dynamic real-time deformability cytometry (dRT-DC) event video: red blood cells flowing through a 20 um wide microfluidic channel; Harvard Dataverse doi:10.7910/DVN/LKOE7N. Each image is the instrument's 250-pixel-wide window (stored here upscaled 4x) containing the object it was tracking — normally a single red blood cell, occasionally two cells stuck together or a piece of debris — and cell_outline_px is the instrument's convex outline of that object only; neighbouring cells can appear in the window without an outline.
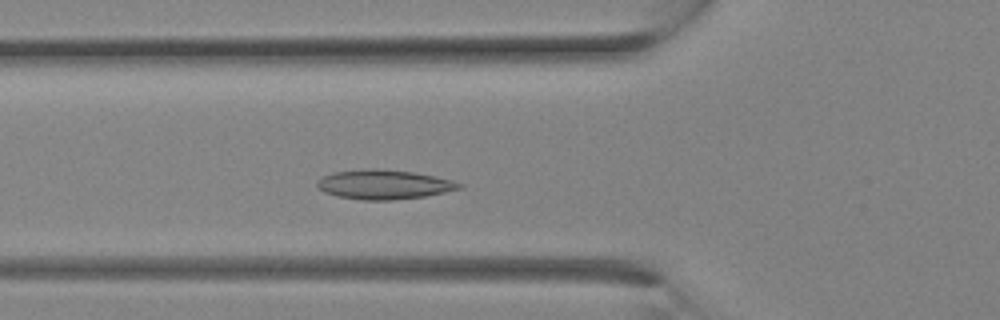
{"species": "Egyptian fruit bat (a non-hibernating species)", "species_latin": "Rousettus aegyptiacus", "temperature_condition": "room temperature", "stored_images_in_passage": 9, "camera_frame_rate_fps": 3000, "um_per_image_px": 0.085, "animal": {"sex": "female"}, "frame": {"image": 1, "passage_image": 7, "time_ms": 2.0, "image_size_px": [1000, 320], "cell_outline_px": [[464, 188], [424, 196], [392, 200], [360, 200], [336, 196], [324, 192], [316, 188], [316, 180], [332, 172], [364, 168], [380, 168], [412, 172], [452, 180], [464, 184]], "centroid_in_image_um": [32.58, 15.68], "position_along_channel_um": 93.2, "area_um2": 24.62}}
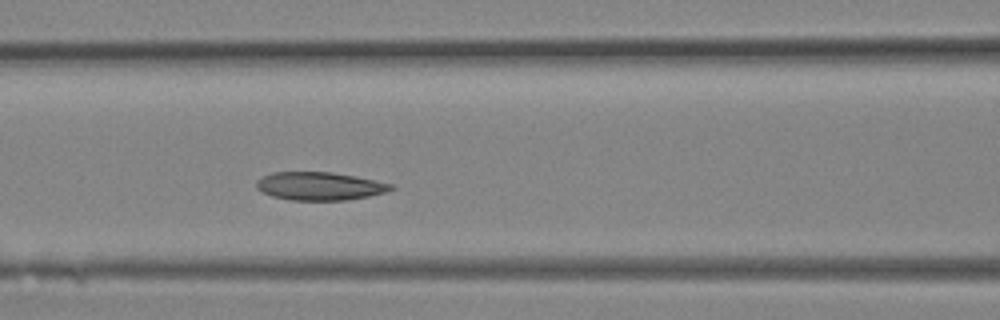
{"frame": {"image": 2, "passage_image": 9, "time_ms": 2.667, "image_size_px": [1000, 320], "cell_outline_px": [[396, 188], [384, 192], [368, 196], [344, 200], [288, 200], [272, 196], [260, 192], [256, 188], [256, 180], [272, 172], [332, 172], [356, 176], [392, 184]], "centroid_in_image_um": [27.13, 15.82], "position_along_channel_um": 139.5, "area_um2": 22.08}}